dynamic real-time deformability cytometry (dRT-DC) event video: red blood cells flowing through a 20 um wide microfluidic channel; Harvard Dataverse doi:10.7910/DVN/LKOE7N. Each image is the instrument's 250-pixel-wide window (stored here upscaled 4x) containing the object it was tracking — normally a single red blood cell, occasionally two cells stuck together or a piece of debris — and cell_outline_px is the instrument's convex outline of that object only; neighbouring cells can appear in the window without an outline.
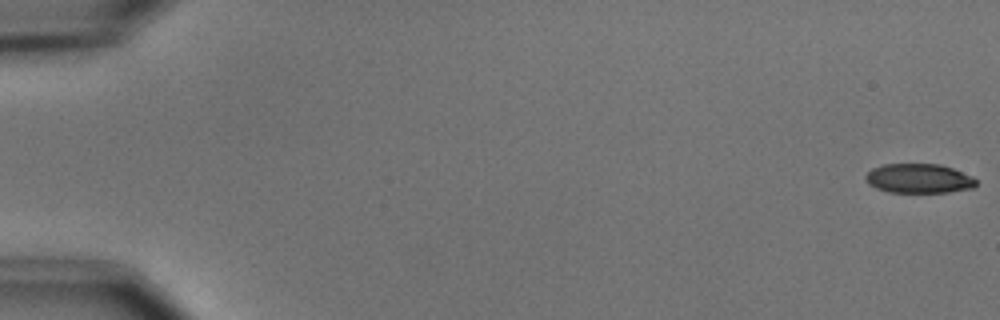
{"species": "common noctule bat (a hibernating species)", "species_latin": "Nyctalus noctula", "temperature_condition": "cold", "stored_images_in_passage": 4, "camera_frame_rate_fps": 3000, "um_per_image_px": 0.085, "animal": {"sex": "male", "body_mass_g": 15.6}, "frame": {"image": 1, "passage_image": 1, "time_ms": 0.0, "image_size_px": [1000, 320], "cell_outline_px": [[976, 184], [972, 188], [948, 192], [888, 192], [876, 188], [868, 184], [864, 176], [872, 168], [884, 164], [940, 164], [952, 168], [972, 176], [976, 180]], "centroid_in_image_um": [78.08, 15.17], "position_along_channel_um": 6.9, "area_um2": 18.9}}